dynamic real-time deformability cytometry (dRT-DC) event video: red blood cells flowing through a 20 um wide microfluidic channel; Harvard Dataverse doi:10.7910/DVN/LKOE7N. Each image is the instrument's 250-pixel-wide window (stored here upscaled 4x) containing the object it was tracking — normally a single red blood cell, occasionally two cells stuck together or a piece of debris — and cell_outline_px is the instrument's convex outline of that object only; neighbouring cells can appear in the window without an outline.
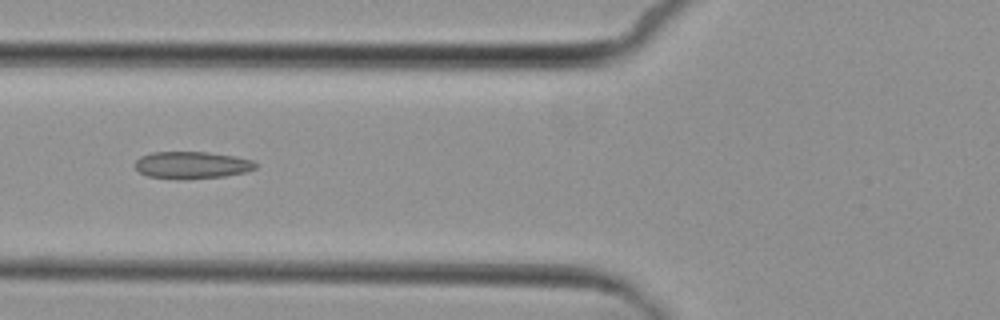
{"species": "common noctule bat (a hibernating species)", "species_latin": "Nyctalus noctula", "temperature_condition": "cold", "stored_images_in_passage": 4, "camera_frame_rate_fps": 3000, "um_per_image_px": 0.085, "animal": {"sex": "female", "body_mass_g": 29.2, "forearm_length_mm": 56.3}, "frame": {"image": 1, "passage_image": 3, "time_ms": 2.333, "image_size_px": [1000, 320], "cell_outline_px": [[256, 168], [244, 172], [224, 176], [184, 180], [180, 180], [148, 176], [140, 172], [132, 164], [140, 156], [152, 152], [208, 152], [236, 156], [252, 160], [256, 164]], "centroid_in_image_um": [16.27, 14.03], "position_along_channel_um": 109.5, "area_um2": 19.25}}
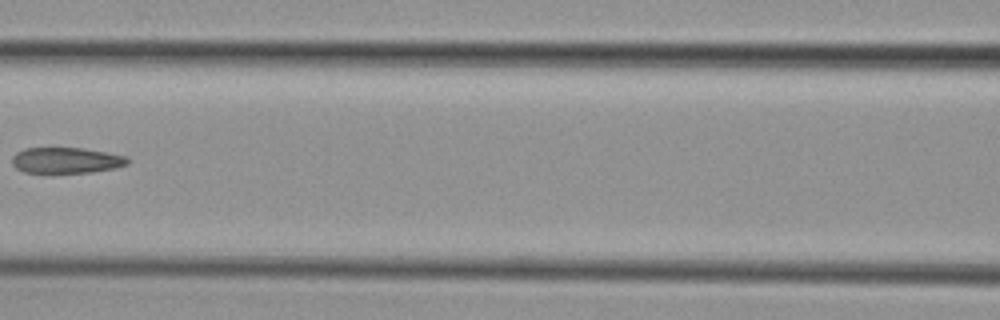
{"frame": {"image": 2, "passage_image": 4, "time_ms": 3.667, "image_size_px": [1000, 320], "cell_outline_px": [[128, 164], [116, 168], [92, 172], [48, 176], [24, 172], [16, 168], [12, 164], [12, 156], [16, 152], [24, 148], [84, 148], [128, 156]], "centroid_in_image_um": [5.58, 13.68], "position_along_channel_um": 161.0, "area_um2": 18.38}}